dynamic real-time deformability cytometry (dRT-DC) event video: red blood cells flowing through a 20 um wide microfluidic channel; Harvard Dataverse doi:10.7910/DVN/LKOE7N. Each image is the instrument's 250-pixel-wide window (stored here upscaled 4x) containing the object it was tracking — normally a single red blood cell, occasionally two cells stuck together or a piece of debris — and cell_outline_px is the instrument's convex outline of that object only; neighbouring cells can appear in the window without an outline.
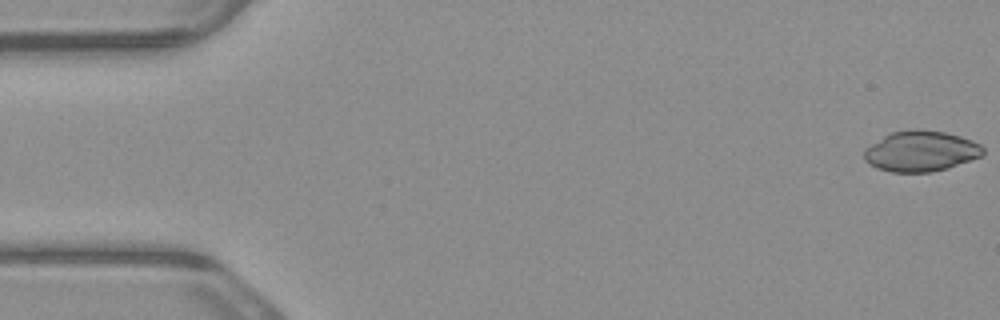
{"species": "common noctule bat (a hibernating species)", "species_latin": "Nyctalus noctula", "temperature_condition": "warm", "stored_images_in_passage": 5, "camera_frame_rate_fps": 3000, "um_per_image_px": 0.085, "animal": {"sex": "male", "body_mass_g": 23.1, "forearm_length_mm": 52.7}, "frame": {"image": 1, "passage_image": 1, "time_ms": 0.0, "image_size_px": [1000, 320], "cell_outline_px": [[984, 152], [980, 156], [948, 168], [932, 172], [892, 172], [876, 168], [868, 164], [864, 160], [864, 148], [884, 136], [892, 132], [912, 128], [944, 132], [960, 136], [972, 140], [980, 144], [984, 148]], "centroid_in_image_um": [78.24, 12.85], "position_along_channel_um": 6.8, "area_um2": 28.21}}